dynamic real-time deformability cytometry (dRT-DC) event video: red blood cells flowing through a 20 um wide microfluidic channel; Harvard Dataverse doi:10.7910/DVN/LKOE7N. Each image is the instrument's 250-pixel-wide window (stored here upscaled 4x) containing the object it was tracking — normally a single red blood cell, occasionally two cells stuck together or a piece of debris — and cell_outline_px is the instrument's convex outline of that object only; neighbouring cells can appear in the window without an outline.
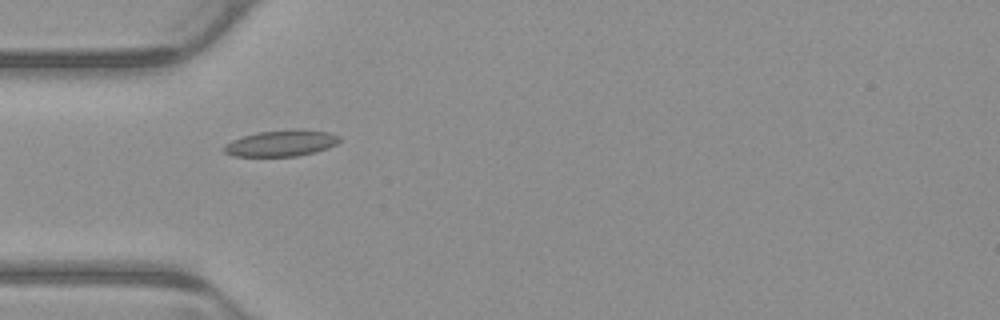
{"species": "common noctule bat (a hibernating species)", "species_latin": "Nyctalus noctula", "temperature_condition": "warm", "stored_images_in_passage": 2, "camera_frame_rate_fps": 3000, "um_per_image_px": 0.085, "animal": {"sex": "male", "body_mass_g": 23.1, "forearm_length_mm": 52.7}, "frame": {"image": 1, "passage_image": 1, "time_ms": 0.0, "image_size_px": [1000, 320], "cell_outline_px": [[340, 140], [336, 144], [328, 148], [316, 152], [296, 156], [232, 156], [224, 152], [224, 144], [232, 140], [244, 136], [260, 132], [296, 128], [304, 128], [328, 132], [340, 136]], "centroid_in_image_um": [23.94, 12.16], "position_along_channel_um": 61.1, "area_um2": 17.8}}
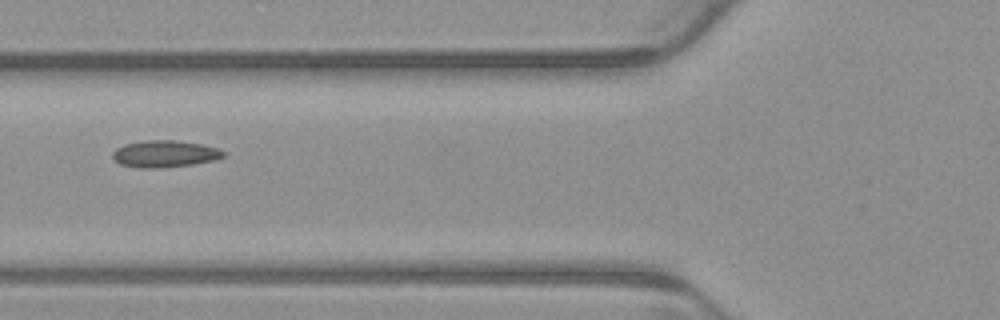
{"frame": {"image": 2, "passage_image": 2, "time_ms": 0.333, "image_size_px": [1000, 320], "cell_outline_px": [[228, 156], [216, 160], [192, 164], [160, 168], [136, 168], [120, 164], [112, 156], [112, 152], [116, 148], [124, 144], [148, 140], [176, 140], [204, 144], [216, 148], [224, 152]], "centroid_in_image_um": [14.02, 13.08], "position_along_channel_um": 111.8, "area_um2": 17.51}}